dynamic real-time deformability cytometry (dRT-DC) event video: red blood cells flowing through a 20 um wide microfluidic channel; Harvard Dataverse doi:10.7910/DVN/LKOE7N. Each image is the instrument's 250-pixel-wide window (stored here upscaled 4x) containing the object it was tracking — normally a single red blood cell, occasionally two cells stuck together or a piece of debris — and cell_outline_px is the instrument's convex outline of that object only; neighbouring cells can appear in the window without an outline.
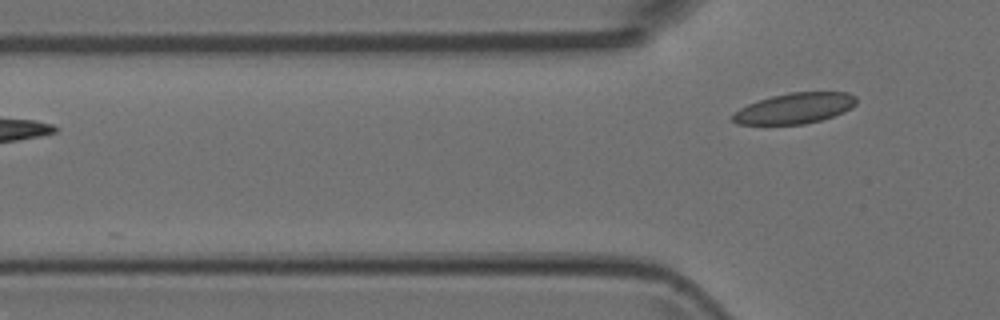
{"species": "Egyptian fruit bat (a non-hibernating species)", "species_latin": "Rousettus aegyptiacus", "temperature_condition": "room temperature", "stored_images_in_passage": 3, "camera_frame_rate_fps": 3000, "um_per_image_px": 0.085, "animal": {"sex": "female"}, "frame": {"image": 1, "passage_image": 3, "time_ms": 0.667, "image_size_px": [1000, 320], "cell_outline_px": [[856, 104], [852, 108], [844, 112], [820, 120], [804, 124], [736, 124], [732, 120], [732, 112], [748, 104], [772, 96], [788, 92], [848, 92], [856, 96]], "centroid_in_image_um": [67.55, 9.2], "position_along_channel_um": 58.2, "area_um2": 22.08}}